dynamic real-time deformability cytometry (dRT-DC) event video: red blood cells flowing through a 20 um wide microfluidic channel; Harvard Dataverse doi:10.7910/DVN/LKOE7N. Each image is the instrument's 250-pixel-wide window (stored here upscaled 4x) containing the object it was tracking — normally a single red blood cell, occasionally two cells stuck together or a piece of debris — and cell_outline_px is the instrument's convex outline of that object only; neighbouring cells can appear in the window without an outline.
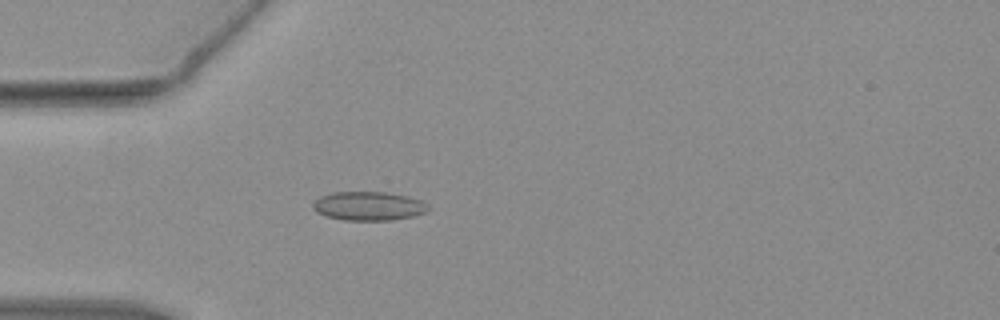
{"species": "common noctule bat (a hibernating species)", "species_latin": "Nyctalus noctula", "temperature_condition": "warm", "stored_images_in_passage": 53, "camera_frame_rate_fps": 3000, "um_per_image_px": 0.085, "animal": {"sex": "female", "body_mass_g": 19.3, "forearm_length_mm": 54.1}, "frame": {"image": 1, "passage_image": 15, "time_ms": 4.667, "image_size_px": [1000, 320], "cell_outline_px": [[428, 212], [416, 216], [392, 220], [344, 220], [324, 216], [316, 212], [312, 208], [312, 204], [320, 196], [332, 192], [384, 192], [408, 196], [420, 200], [428, 208]], "centroid_in_image_um": [31.3, 17.52], "position_along_channel_um": 53.7, "area_um2": 19.48}}
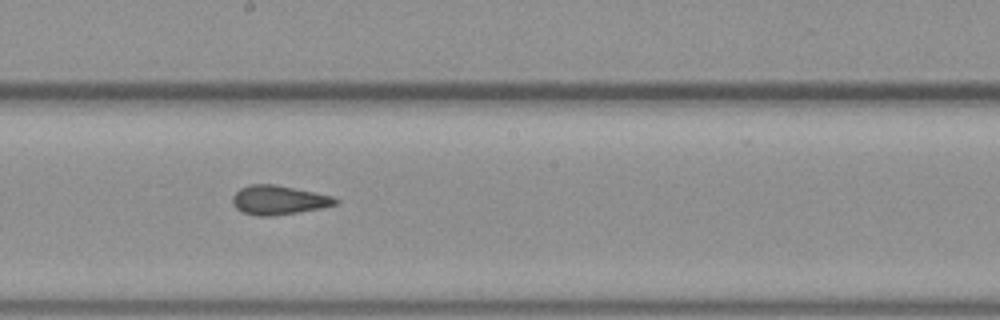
{"frame": {"image": 2, "passage_image": 29, "time_ms": 9.333, "image_size_px": [1000, 320], "cell_outline_px": [[340, 200], [336, 204], [324, 208], [272, 216], [256, 216], [244, 212], [236, 208], [232, 204], [232, 196], [240, 188], [248, 184], [276, 184], [332, 196]], "centroid_in_image_um": [23.67, 17.0], "position_along_channel_um": 224.5, "area_um2": 17.57}}
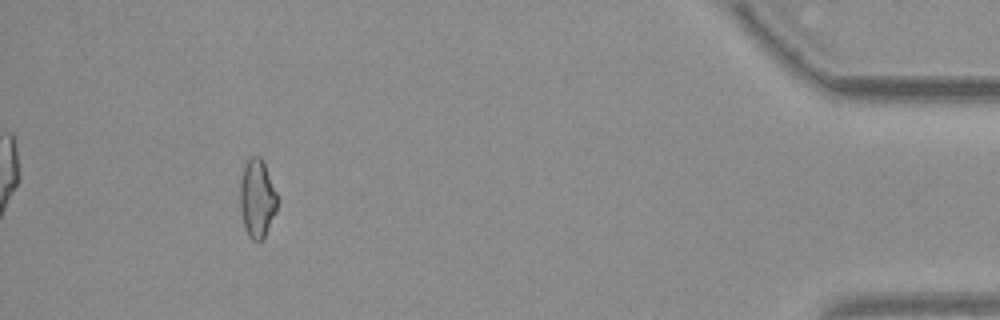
{"frame": {"image": 3, "passage_image": 49, "time_ms": 16.0, "image_size_px": [1000, 320], "cell_outline_px": [[276, 212], [264, 236], [260, 240], [252, 240], [248, 236], [240, 212], [240, 180], [244, 168], [248, 160], [252, 156], [260, 156], [264, 164], [276, 192]], "centroid_in_image_um": [21.83, 16.88], "position_along_channel_um": 413.4, "area_um2": 16.59}, "authors_computed_cell_mechanics": {"area_um2": 17.7446, "velocity_mm_per_s": 3.8134, "shape_relaxation_time_tau1_ms": null, "shape_relaxation_time_tau2_ms": 2.4215, "deformation_change_tau1": null, "deformation_change_tau2": 0.0744}}